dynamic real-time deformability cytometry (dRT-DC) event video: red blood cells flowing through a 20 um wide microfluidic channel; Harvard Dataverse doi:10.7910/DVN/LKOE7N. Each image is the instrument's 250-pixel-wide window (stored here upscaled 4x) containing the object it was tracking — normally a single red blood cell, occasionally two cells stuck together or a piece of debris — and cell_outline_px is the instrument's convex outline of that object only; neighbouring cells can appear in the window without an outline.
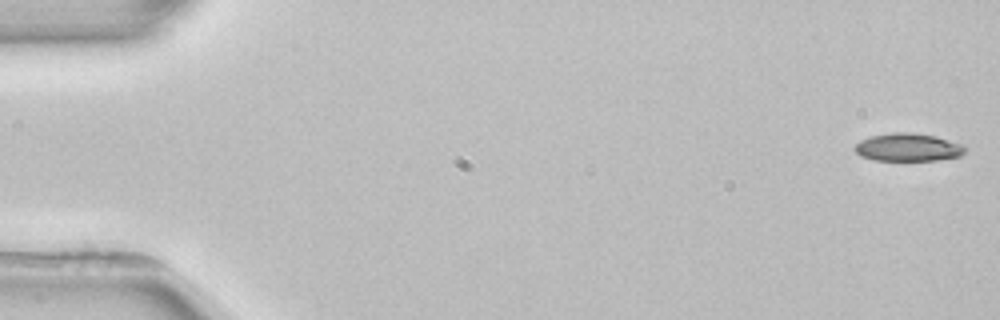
{"species": "common noctule bat (a hibernating species)", "species_latin": "Nyctalus noctula", "temperature_condition": "room temperature", "stored_images_in_passage": 4, "segment_of_instrument_passage": [2, 2], "camera_frame_rate_fps": 3000, "um_per_image_px": 0.085, "animal": {"sex": "female", "body_mass_g": 22.7, "forearm_length_mm": 54.2}, "frame": {"image": 1, "passage_image": 4, "time_ms": 5.667, "image_size_px": [1000, 320], "cell_outline_px": [[964, 152], [960, 156], [936, 160], [872, 160], [860, 156], [852, 148], [860, 140], [872, 136], [896, 132], [912, 132], [936, 136], [964, 144]], "centroid_in_image_um": [77.17, 12.52], "position_along_channel_um": 7.8, "area_um2": 17.98}}